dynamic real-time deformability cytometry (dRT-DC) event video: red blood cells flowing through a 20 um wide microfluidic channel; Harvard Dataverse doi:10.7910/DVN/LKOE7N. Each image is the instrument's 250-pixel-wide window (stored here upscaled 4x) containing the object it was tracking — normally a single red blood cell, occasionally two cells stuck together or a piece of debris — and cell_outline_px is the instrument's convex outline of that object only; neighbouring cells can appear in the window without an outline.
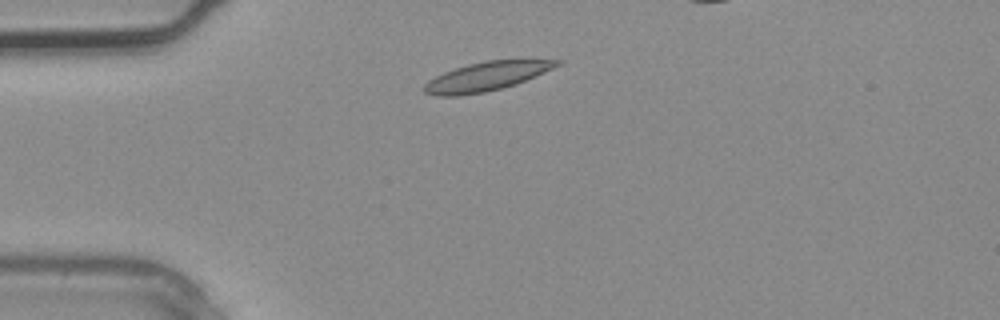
{"species": "common noctule bat (a hibernating species)", "species_latin": "Nyctalus noctula", "temperature_condition": "warm", "stored_images_in_passage": 3, "camera_frame_rate_fps": 3000, "um_per_image_px": 0.085, "animal": {"sex": "male", "body_mass_g": 20.4}, "frame": {"image": 1, "passage_image": 3, "time_ms": 0.667, "image_size_px": [1000, 320], "cell_outline_px": [[564, 60], [560, 64], [536, 76], [516, 84], [504, 88], [484, 92], [460, 96], [436, 96], [424, 92], [420, 88], [428, 80], [444, 72], [468, 64], [484, 60]], "centroid_in_image_um": [41.29, 6.51], "position_along_channel_um": 43.7, "area_um2": 22.37}}